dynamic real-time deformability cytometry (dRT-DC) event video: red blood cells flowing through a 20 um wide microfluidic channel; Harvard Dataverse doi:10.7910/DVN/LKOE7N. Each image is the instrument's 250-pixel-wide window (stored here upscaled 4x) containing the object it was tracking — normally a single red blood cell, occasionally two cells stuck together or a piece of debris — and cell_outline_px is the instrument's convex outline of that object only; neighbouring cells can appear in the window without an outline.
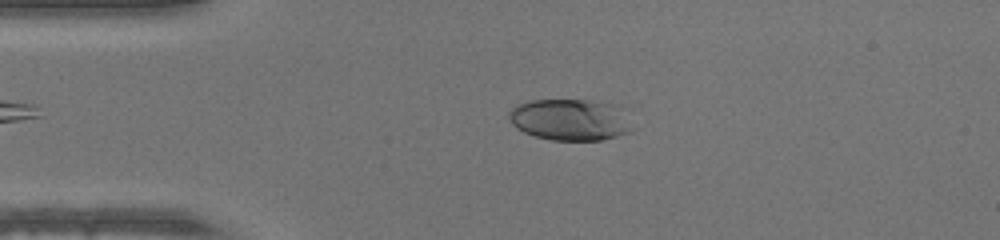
{"species": "human", "species_latin": "Homo sapiens", "temperature_condition": "warm", "stored_images_in_passage": 48, "camera_frame_rate_fps": 3000, "um_per_image_px": 0.085, "donor": {"sex": "male"}, "frame": {"image": 1, "passage_image": 10, "time_ms": 3.0, "image_size_px": [1000, 240], "cell_outline_px": [[632, 132], [600, 140], [552, 140], [532, 136], [516, 128], [512, 124], [508, 116], [508, 112], [516, 104], [528, 100], [588, 100], [612, 104], [632, 128]], "centroid_in_image_um": [48.34, 10.18], "position_along_channel_um": 36.7, "area_um2": 29.42}}
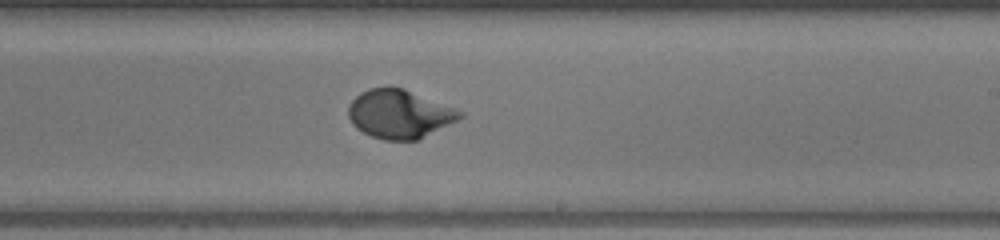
{"frame": {"image": 2, "passage_image": 28, "time_ms": 9.0, "image_size_px": [1000, 240], "cell_outline_px": [[464, 116], [416, 140], [384, 140], [372, 136], [356, 128], [352, 124], [348, 116], [348, 104], [360, 92], [372, 88], [404, 88], [456, 108], [464, 112]], "centroid_in_image_um": [33.93, 9.68], "position_along_channel_um": 255.1, "area_um2": 31.27}}
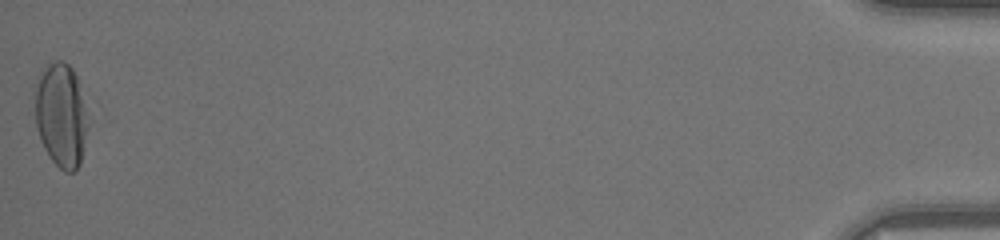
{"frame": {"image": 3, "passage_image": 48, "time_ms": 15.667, "image_size_px": [1000, 240], "cell_outline_px": [[92, 120], [80, 164], [72, 172], [64, 172], [48, 156], [40, 140], [36, 128], [36, 76], [48, 64], [56, 60], [64, 60], [72, 68], [76, 76]], "centroid_in_image_um": [5.25, 9.79], "position_along_channel_um": 430.0, "area_um2": 33.12}}